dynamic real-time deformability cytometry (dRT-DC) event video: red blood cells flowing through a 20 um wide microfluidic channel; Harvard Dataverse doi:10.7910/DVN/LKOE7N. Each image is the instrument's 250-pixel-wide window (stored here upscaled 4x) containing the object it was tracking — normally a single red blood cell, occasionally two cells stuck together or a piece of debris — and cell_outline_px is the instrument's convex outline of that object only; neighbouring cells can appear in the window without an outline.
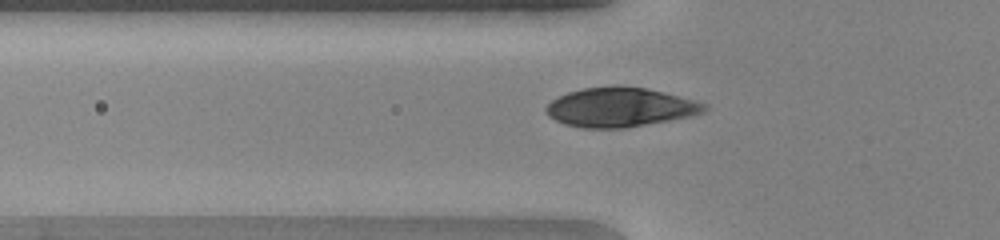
{"species": "human", "species_latin": "Homo sapiens", "temperature_condition": "warm", "stored_images_in_passage": 50, "camera_frame_rate_fps": 3000, "um_per_image_px": 0.085, "donor": {"sex": "female"}, "frame": {"image": 1, "passage_image": 18, "time_ms": 5.667, "image_size_px": [1000, 240], "cell_outline_px": [[708, 108], [704, 112], [688, 116], [668, 120], [624, 128], [580, 128], [564, 124], [548, 116], [544, 112], [544, 108], [552, 100], [568, 92], [584, 88], [616, 84], [620, 84], [644, 88], [664, 92], [708, 104]], "centroid_in_image_um": [52.67, 9.1], "position_along_channel_um": 73.1, "area_um2": 36.36}}
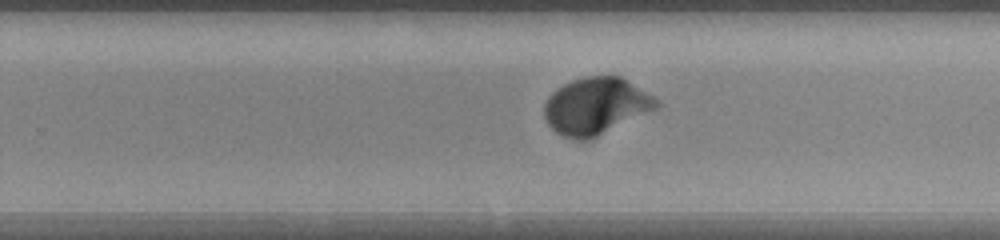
{"frame": {"image": 2, "passage_image": 33, "time_ms": 10.667, "image_size_px": [1000, 240], "cell_outline_px": [[660, 104], [656, 108], [592, 140], [572, 140], [556, 132], [548, 124], [544, 116], [544, 104], [548, 96], [556, 88], [572, 80], [588, 76], [620, 76], [660, 100]], "centroid_in_image_um": [50.63, 9.03], "position_along_channel_um": 279.2, "area_um2": 37.28}}
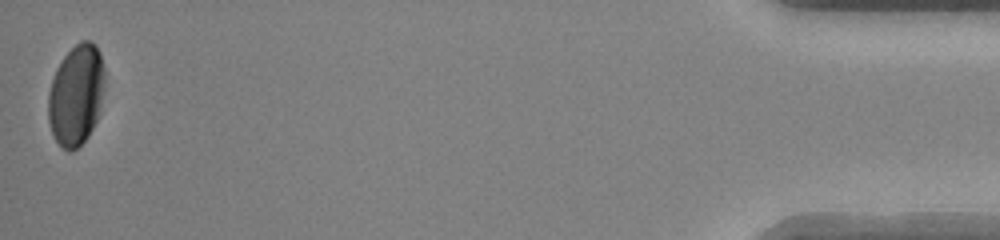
{"frame": {"image": 3, "passage_image": 50, "time_ms": 16.333, "image_size_px": [1000, 240], "cell_outline_px": [[104, 84], [100, 112], [88, 136], [72, 152], [68, 152], [56, 140], [52, 132], [48, 120], [48, 92], [56, 68], [64, 56], [80, 40], [88, 40], [100, 52], [104, 68]], "centroid_in_image_um": [6.47, 8.07], "position_along_channel_um": 428.7, "area_um2": 33.06}, "authors_computed_cell_mechanics": {"area_um2": 37.3099, "velocity_mm_per_s": 4.1208, "shape_relaxation_time_tau1_ms": 1.8635, "shape_relaxation_time_tau2_ms": null, "deformation_change_tau1": 0.1677, "deformation_change_tau2": null}}